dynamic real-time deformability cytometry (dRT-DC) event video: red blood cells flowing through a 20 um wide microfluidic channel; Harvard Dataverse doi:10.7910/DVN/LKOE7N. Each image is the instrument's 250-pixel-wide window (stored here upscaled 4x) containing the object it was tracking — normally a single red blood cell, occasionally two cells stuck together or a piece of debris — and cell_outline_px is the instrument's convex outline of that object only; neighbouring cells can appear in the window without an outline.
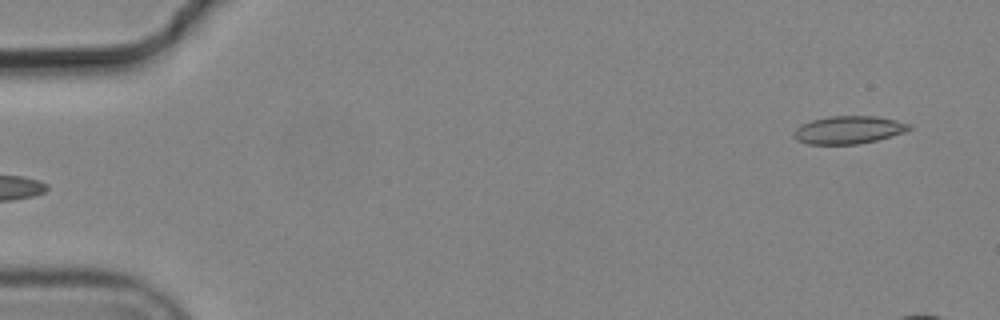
{"species": "common noctule bat (a hibernating species)", "species_latin": "Nyctalus noctula", "temperature_condition": "cold", "stored_images_in_passage": 4, "camera_frame_rate_fps": 3000, "um_per_image_px": 0.085, "animal": {"sex": "male", "body_mass_g": 19.2, "forearm_length_mm": 51.8}, "frame": {"image": 1, "passage_image": 4, "time_ms": 1.0, "image_size_px": [1000, 320], "cell_outline_px": [[912, 128], [904, 132], [876, 140], [856, 144], [808, 144], [796, 140], [792, 136], [792, 132], [800, 124], [812, 120], [828, 116], [876, 116], [896, 120], [912, 124]], "centroid_in_image_um": [72.09, 11.03], "position_along_channel_um": 12.9, "area_um2": 18.79}}